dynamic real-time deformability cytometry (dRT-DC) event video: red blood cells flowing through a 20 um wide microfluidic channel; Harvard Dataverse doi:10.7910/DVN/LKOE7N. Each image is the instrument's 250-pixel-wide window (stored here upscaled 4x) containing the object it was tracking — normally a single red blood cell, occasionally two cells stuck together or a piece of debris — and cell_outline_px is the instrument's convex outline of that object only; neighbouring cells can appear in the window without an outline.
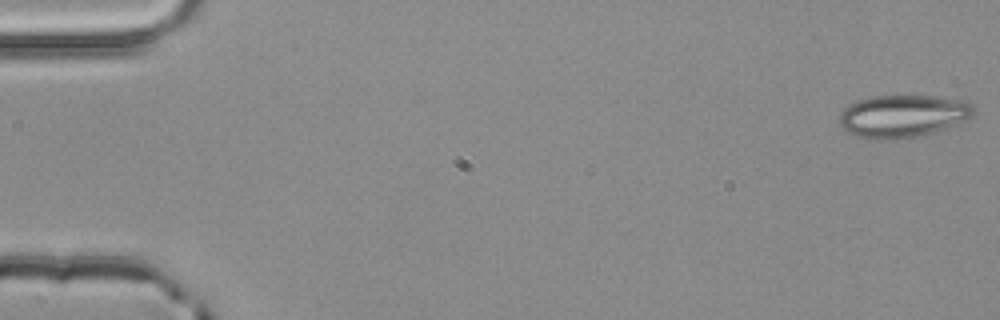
{"species": "common noctule bat (a hibernating species)", "species_latin": "Nyctalus noctula", "temperature_condition": "room temperature", "stored_images_in_passage": 53, "camera_frame_rate_fps": 3000, "um_per_image_px": 0.085, "animal": {"sex": "male", "body_mass_g": 20.4}, "frame": {"image": 1, "passage_image": 1, "time_ms": 0.0, "image_size_px": [1000, 320], "cell_outline_px": [[972, 116], [944, 128], [916, 136], [888, 140], [884, 140], [856, 136], [848, 132], [840, 124], [840, 112], [848, 104], [856, 100], [872, 96], [932, 96], [968, 100], [972, 104]], "centroid_in_image_um": [76.69, 9.84], "position_along_channel_um": 8.3, "area_um2": 32.89}}
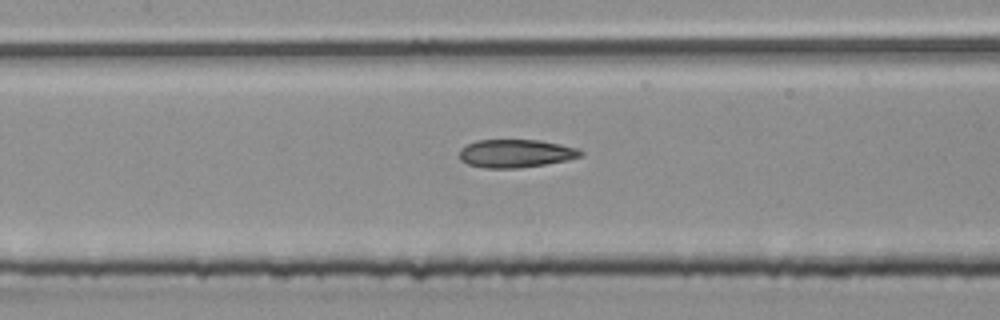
{"frame": {"image": 2, "passage_image": 25, "time_ms": 8.0, "image_size_px": [1000, 320], "cell_outline_px": [[584, 156], [568, 160], [544, 164], [516, 168], [484, 168], [468, 164], [460, 160], [460, 148], [476, 140], [540, 140], [580, 148], [584, 152]], "centroid_in_image_um": [43.88, 13.04], "position_along_channel_um": 163.5, "area_um2": 20.0}}
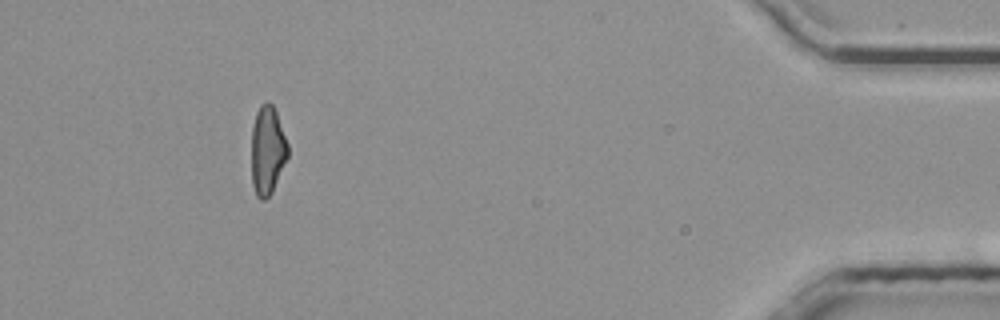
{"frame": {"image": 3, "passage_image": 49, "time_ms": 16.0, "image_size_px": [1000, 320], "cell_outline_px": [[288, 156], [272, 192], [264, 200], [260, 200], [256, 196], [252, 184], [252, 128], [256, 112], [260, 104], [268, 100], [272, 104], [276, 112], [288, 144]], "centroid_in_image_um": [22.72, 12.77], "position_along_channel_um": 412.5, "area_um2": 18.79}, "authors_computed_cell_mechanics": {"area_um2": 19.8832, "velocity_mm_per_s": 3.926, "shape_relaxation_time_tau1_ms": null, "shape_relaxation_time_tau2_ms": 3.479, "deformation_change_tau1": null, "deformation_change_tau2": 0.1239}}